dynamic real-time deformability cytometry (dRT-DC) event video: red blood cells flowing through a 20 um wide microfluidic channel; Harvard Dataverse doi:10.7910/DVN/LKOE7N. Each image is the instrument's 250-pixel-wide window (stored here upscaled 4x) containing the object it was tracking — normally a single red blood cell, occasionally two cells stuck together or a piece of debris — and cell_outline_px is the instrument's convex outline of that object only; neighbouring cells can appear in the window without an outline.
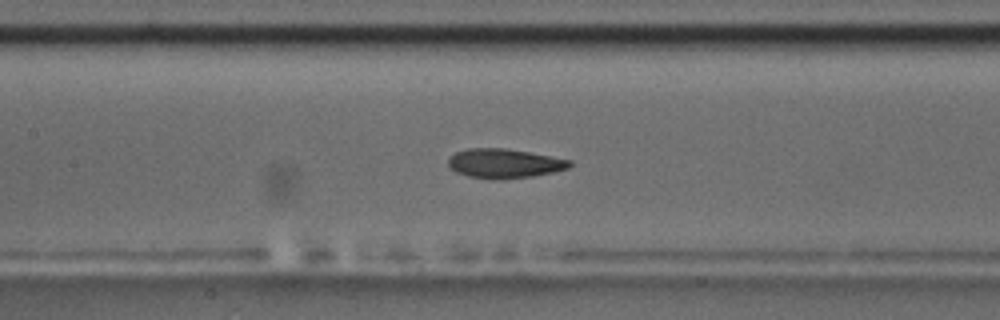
{"species": "common noctule bat (a hibernating species)", "species_latin": "Nyctalus noctula", "temperature_condition": "room temperature", "stored_images_in_passage": 54, "camera_frame_rate_fps": 3000, "um_per_image_px": 0.085, "animal": {"sex": "male", "body_mass_g": 17.5, "forearm_length_mm": 52.3}, "frame": {"image": 1, "passage_image": 24, "time_ms": 7.667, "image_size_px": [1000, 320], "cell_outline_px": [[572, 164], [568, 168], [552, 172], [532, 176], [500, 180], [492, 180], [468, 176], [456, 172], [448, 168], [448, 160], [456, 152], [468, 148], [504, 148], [552, 156], [572, 160]], "centroid_in_image_um": [42.85, 13.9], "position_along_channel_um": 164.5, "area_um2": 20.87}, "authors_computed_cell_mechanics": {"area_um2": 20.8658, "velocity_mm_per_s": 3.6341, "shape_relaxation_time_tau1_ms": 5.2154, "shape_relaxation_time_tau2_ms": 1.9585, "deformation_change_tau1": 0.1545, "deformation_change_tau2": 0.0804}}